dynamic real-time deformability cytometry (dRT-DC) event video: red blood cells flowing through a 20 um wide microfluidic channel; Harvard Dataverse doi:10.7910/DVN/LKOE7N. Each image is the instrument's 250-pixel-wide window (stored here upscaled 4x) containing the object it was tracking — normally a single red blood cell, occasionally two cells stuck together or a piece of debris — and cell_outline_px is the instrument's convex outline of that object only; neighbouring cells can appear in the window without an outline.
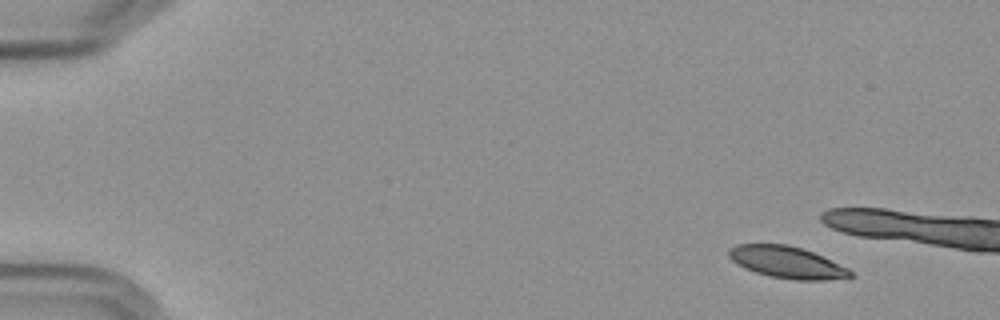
{"species": "Egyptian fruit bat (a non-hibernating species)", "species_latin": "Rousettus aegyptiacus", "temperature_condition": "cold", "stored_images_in_passage": 5, "camera_frame_rate_fps": 3000, "um_per_image_px": 0.085, "frame": {"image": 1, "passage_image": 1, "time_ms": 0.0, "image_size_px": [1000, 320], "cell_outline_px": [[856, 276], [824, 280], [796, 280], [768, 276], [744, 268], [736, 264], [728, 256], [728, 248], [736, 244], [788, 244], [812, 252], [848, 268]], "centroid_in_image_um": [66.85, 22.29], "position_along_channel_um": 18.1, "area_um2": 22.48}}